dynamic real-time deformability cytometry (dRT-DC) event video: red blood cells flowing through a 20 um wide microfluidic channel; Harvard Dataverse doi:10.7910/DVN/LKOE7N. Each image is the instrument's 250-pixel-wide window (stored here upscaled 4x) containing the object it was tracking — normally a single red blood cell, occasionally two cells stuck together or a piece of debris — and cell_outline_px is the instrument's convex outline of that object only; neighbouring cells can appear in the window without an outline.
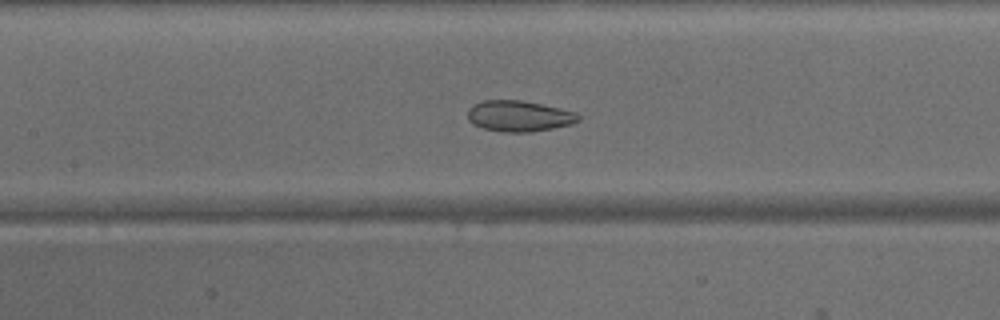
{"species": "common noctule bat (a hibernating species)", "species_latin": "Nyctalus noctula", "temperature_condition": "warm", "stored_images_in_passage": 44, "camera_frame_rate_fps": 3000, "um_per_image_px": 0.085, "animal": {"sex": "male", "body_mass_g": 15.6}, "frame": {"image": 1, "passage_image": 19, "time_ms": 6.0, "image_size_px": [1000, 320], "cell_outline_px": [[580, 120], [572, 124], [552, 128], [528, 132], [500, 132], [484, 128], [472, 124], [468, 120], [468, 108], [472, 104], [484, 100], [520, 100], [560, 108], [576, 112], [580, 116]], "centroid_in_image_um": [44.09, 9.86], "position_along_channel_um": 163.3, "area_um2": 20.0}}
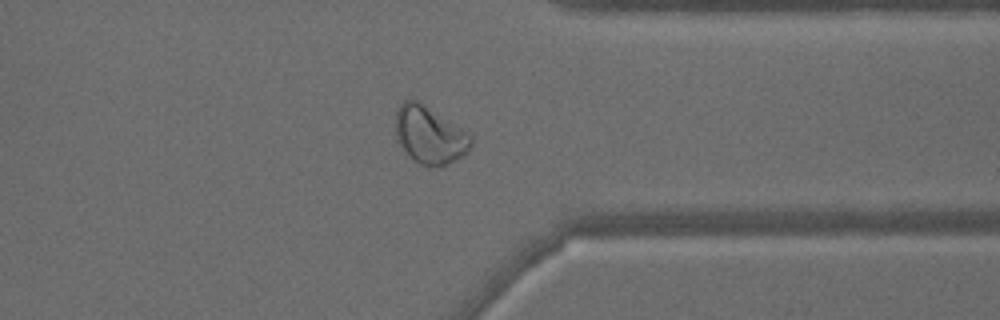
{"frame": {"image": 2, "passage_image": 34, "time_ms": 11.0, "image_size_px": [1000, 320], "cell_outline_px": [[472, 144], [468, 152], [448, 164], [440, 168], [420, 164], [408, 156], [396, 140], [396, 108], [404, 100], [416, 100], [460, 128], [472, 136]], "centroid_in_image_um": [36.49, 11.52], "position_along_channel_um": 374.9, "area_um2": 25.03}}
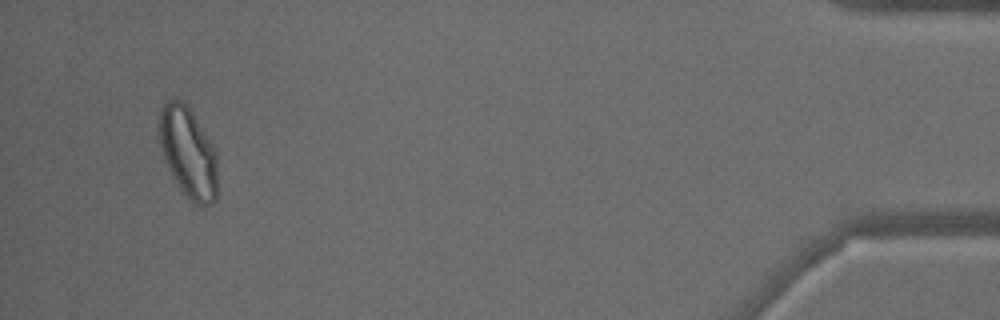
{"frame": {"image": 3, "passage_image": 42, "time_ms": 13.667, "image_size_px": [1000, 320], "cell_outline_px": [[216, 200], [212, 204], [204, 208], [200, 208], [192, 204], [180, 192], [164, 160], [160, 144], [160, 108], [164, 100], [176, 96], [188, 108], [212, 144], [216, 152]], "centroid_in_image_um": [15.98, 13.04], "position_along_channel_um": 419.2, "area_um2": 31.1}}